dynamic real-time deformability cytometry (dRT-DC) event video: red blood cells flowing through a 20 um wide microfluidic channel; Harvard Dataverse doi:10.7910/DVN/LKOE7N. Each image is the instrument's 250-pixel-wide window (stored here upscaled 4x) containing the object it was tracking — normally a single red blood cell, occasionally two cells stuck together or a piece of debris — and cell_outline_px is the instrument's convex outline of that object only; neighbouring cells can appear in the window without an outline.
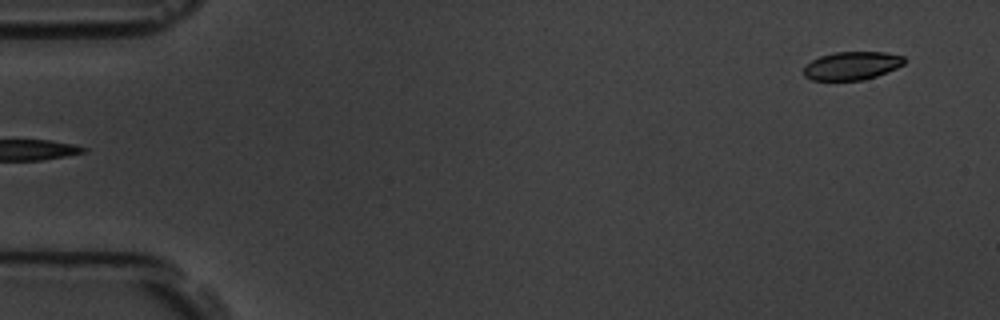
{"species": "common noctule bat (a hibernating species)", "species_latin": "Nyctalus noctula", "temperature_condition": "room temperature", "stored_images_in_passage": 5, "segment_of_instrument_passage": [2, 2], "camera_frame_rate_fps": 3000, "um_per_image_px": 0.085, "animal": {"sex": "male", "body_mass_g": 19.5, "forearm_length_mm": 54.6}, "frame": {"image": 1, "passage_image": 5, "time_ms": 4.667, "image_size_px": [1000, 320], "cell_outline_px": [[904, 64], [896, 68], [876, 76], [864, 80], [812, 80], [804, 76], [804, 64], [820, 56], [836, 52], [884, 52], [904, 56]], "centroid_in_image_um": [72.39, 5.58], "position_along_channel_um": 12.6, "area_um2": 16.53}}